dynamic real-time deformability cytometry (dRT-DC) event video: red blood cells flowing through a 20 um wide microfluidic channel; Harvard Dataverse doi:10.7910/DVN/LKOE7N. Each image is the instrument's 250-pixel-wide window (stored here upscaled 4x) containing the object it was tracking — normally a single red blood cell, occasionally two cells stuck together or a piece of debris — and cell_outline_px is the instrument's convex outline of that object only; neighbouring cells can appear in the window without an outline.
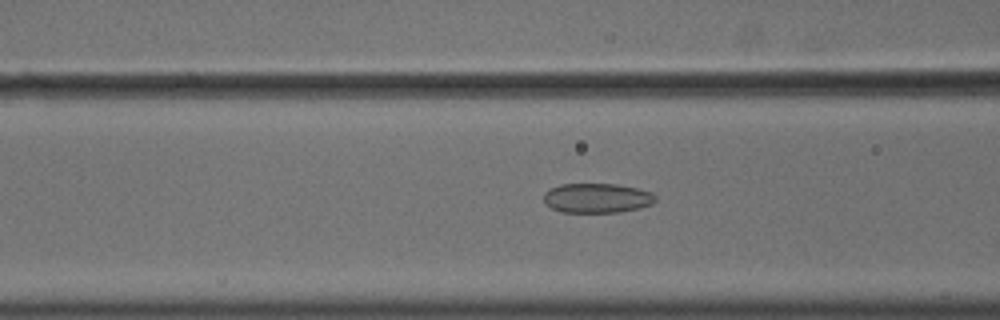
{"species": "common noctule bat (a hibernating species)", "species_latin": "Nyctalus noctula", "temperature_condition": "cold", "stored_images_in_passage": 37, "camera_frame_rate_fps": 3000, "um_per_image_px": 0.085, "animal": {"sex": "male", "body_mass_g": 18.8}, "frame": {"image": 1, "passage_image": 20, "time_ms": 6.333, "image_size_px": [1000, 320], "cell_outline_px": [[656, 200], [652, 204], [640, 208], [620, 212], [560, 212], [544, 204], [544, 192], [548, 188], [560, 184], [616, 184], [636, 188], [652, 192], [656, 196]], "centroid_in_image_um": [50.72, 16.83], "position_along_channel_um": 115.9, "area_um2": 19.48}}
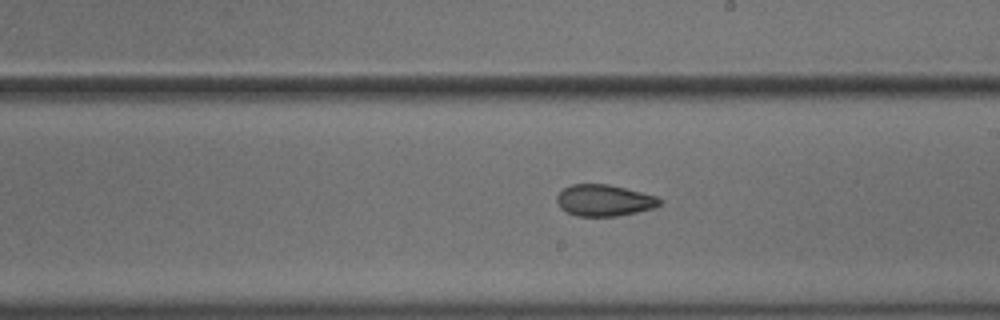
{"frame": {"image": 2, "passage_image": 30, "time_ms": 9.667, "image_size_px": [1000, 320], "cell_outline_px": [[664, 204], [656, 208], [616, 216], [576, 216], [560, 208], [556, 200], [556, 196], [564, 188], [572, 184], [608, 184], [656, 196], [664, 200]], "centroid_in_image_um": [51.39, 17.04], "position_along_channel_um": 237.6, "area_um2": 18.96}}
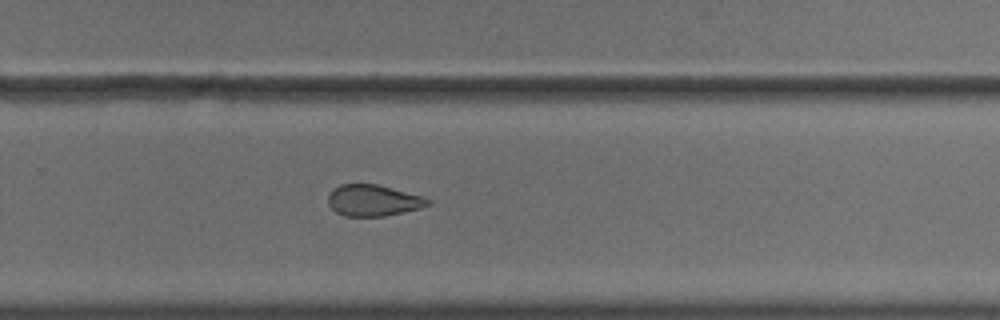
{"frame": {"image": 3, "passage_image": 35, "time_ms": 11.333, "image_size_px": [1000, 320], "cell_outline_px": [[432, 204], [420, 208], [404, 212], [384, 216], [344, 216], [336, 212], [328, 204], [328, 196], [332, 188], [340, 184], [376, 184], [420, 196], [432, 200]], "centroid_in_image_um": [31.7, 17.04], "position_along_channel_um": 298.1, "area_um2": 18.15}}